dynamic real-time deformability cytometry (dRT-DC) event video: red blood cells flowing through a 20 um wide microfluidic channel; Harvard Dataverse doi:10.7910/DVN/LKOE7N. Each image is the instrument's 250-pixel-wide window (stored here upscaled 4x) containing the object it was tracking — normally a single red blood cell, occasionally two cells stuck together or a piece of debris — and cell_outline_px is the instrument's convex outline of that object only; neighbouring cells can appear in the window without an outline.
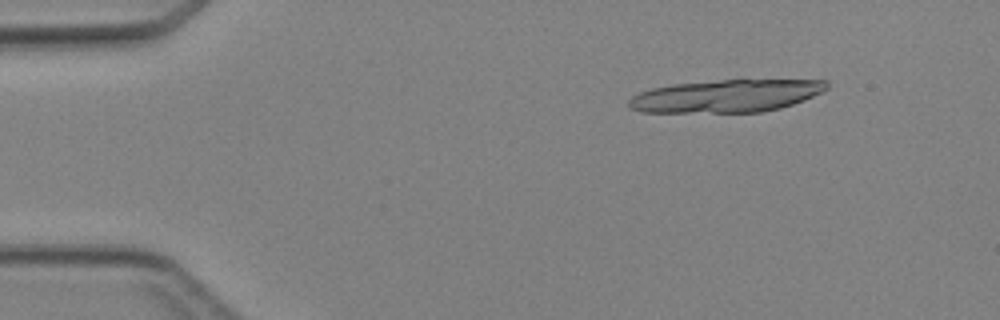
{"species": "Egyptian fruit bat (a non-hibernating species)", "species_latin": "Rousettus aegyptiacus", "temperature_condition": "cold", "stored_images_in_passage": 4, "camera_frame_rate_fps": 3000, "um_per_image_px": 0.085, "animal": {"sex": "female"}, "frame": {"image": 1, "passage_image": 1, "time_ms": 0.0, "image_size_px": [1000, 320], "cell_outline_px": [[828, 88], [804, 100], [780, 108], [764, 112], [640, 112], [632, 108], [628, 104], [628, 100], [632, 96], [640, 92], [652, 88], [672, 84], [720, 80], [828, 80]], "centroid_in_image_um": [61.72, 8.15], "position_along_channel_um": 23.3, "area_um2": 37.45}}